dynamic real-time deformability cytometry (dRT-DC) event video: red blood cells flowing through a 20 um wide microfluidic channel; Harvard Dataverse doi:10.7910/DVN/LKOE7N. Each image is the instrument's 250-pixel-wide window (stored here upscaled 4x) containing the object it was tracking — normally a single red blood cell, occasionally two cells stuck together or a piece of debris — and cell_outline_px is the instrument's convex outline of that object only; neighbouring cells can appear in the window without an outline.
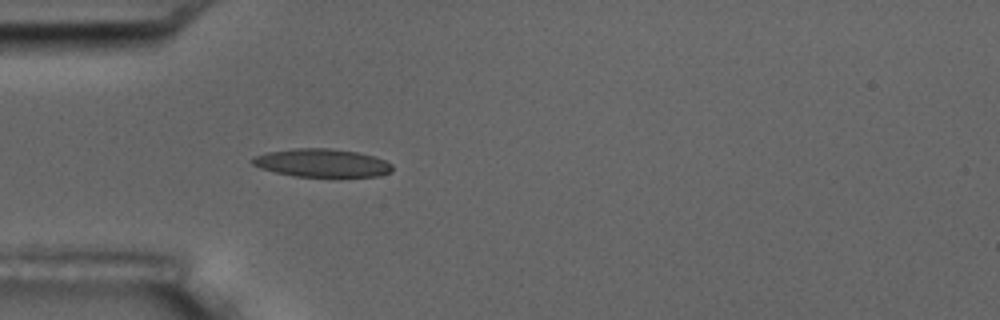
{"species": "common noctule bat (a hibernating species)", "species_latin": "Nyctalus noctula", "temperature_condition": "room temperature", "stored_images_in_passage": 3, "camera_frame_rate_fps": 3000, "um_per_image_px": 0.085, "animal": {"sex": "male", "body_mass_g": 17.5, "forearm_length_mm": 52.3}, "frame": {"image": 1, "passage_image": 3, "time_ms": 3.0, "image_size_px": [1000, 320], "cell_outline_px": [[392, 172], [380, 176], [296, 176], [276, 172], [260, 168], [252, 164], [248, 160], [256, 156], [268, 152], [296, 148], [332, 148], [356, 152], [372, 156], [384, 160], [392, 164]], "centroid_in_image_um": [27.36, 13.84], "position_along_channel_um": 57.6, "area_um2": 22.77}}